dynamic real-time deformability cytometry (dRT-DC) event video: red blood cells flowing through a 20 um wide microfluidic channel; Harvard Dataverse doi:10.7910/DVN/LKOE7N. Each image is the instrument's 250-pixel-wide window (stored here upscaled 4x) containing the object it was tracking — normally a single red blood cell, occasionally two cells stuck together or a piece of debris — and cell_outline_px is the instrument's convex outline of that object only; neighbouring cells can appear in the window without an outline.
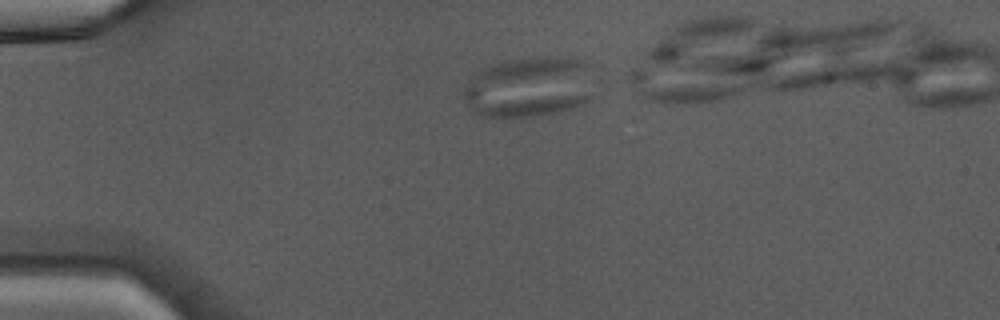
{"species": "Egyptian fruit bat (a non-hibernating species)", "species_latin": "Rousettus aegyptiacus", "temperature_condition": "warm", "stored_images_in_passage": 28, "camera_frame_rate_fps": 3000, "um_per_image_px": 0.085, "animal": {"sex": "male"}, "frame": {"image": 1, "passage_image": 1, "time_ms": 0.0, "image_size_px": [1000, 320], "cell_outline_px": [[596, 96], [572, 108], [556, 112], [536, 116], [480, 116], [468, 104], [464, 96], [464, 88], [476, 72], [492, 64], [504, 60], [528, 56], [572, 56], [584, 60]], "centroid_in_image_um": [45.02, 7.36], "position_along_channel_um": 40.0, "area_um2": 46.41}}